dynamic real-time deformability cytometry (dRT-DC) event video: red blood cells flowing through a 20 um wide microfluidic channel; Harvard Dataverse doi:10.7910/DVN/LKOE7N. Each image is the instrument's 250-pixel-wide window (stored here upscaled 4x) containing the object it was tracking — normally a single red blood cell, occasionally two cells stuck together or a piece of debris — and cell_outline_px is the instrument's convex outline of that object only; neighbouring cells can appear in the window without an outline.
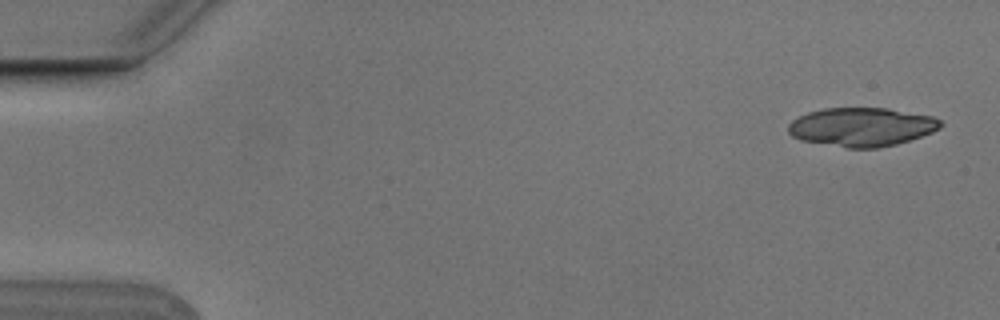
{"species": "Egyptian fruit bat (a non-hibernating species)", "species_latin": "Rousettus aegyptiacus", "temperature_condition": "cold", "stored_images_in_passage": 6, "camera_frame_rate_fps": 3000, "um_per_image_px": 0.085, "animal": {"sex": "male"}, "frame": {"image": 1, "passage_image": 1, "time_ms": 0.0, "image_size_px": [1000, 320], "cell_outline_px": [[944, 124], [940, 128], [932, 132], [896, 144], [876, 148], [848, 148], [800, 140], [792, 136], [788, 132], [788, 124], [792, 120], [808, 112], [824, 108], [888, 108], [932, 116], [940, 120]], "centroid_in_image_um": [73.23, 10.79], "position_along_channel_um": 11.8, "area_um2": 34.33}}